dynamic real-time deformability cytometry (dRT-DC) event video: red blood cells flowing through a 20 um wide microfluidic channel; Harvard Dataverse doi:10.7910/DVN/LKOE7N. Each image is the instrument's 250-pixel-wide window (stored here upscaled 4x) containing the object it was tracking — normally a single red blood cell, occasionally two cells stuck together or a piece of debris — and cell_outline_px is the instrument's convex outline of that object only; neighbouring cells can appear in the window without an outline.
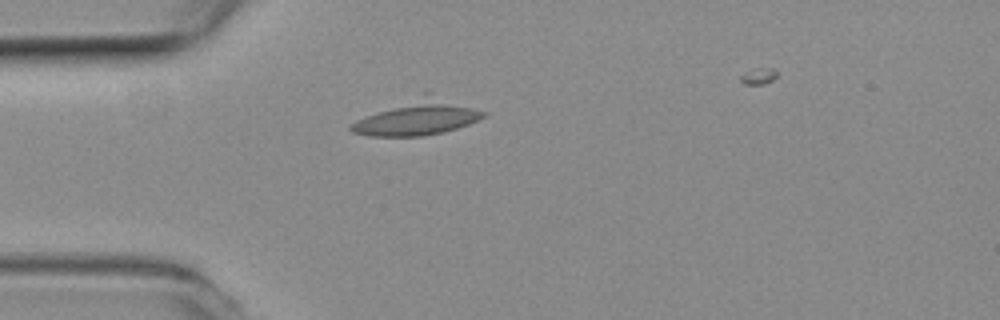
{"species": "common noctule bat (a hibernating species)", "species_latin": "Nyctalus noctula", "temperature_condition": "room temperature", "stored_images_in_passage": 34, "camera_frame_rate_fps": 3000, "um_per_image_px": 0.085, "animal": {"sex": "female", "body_mass_g": 19.3, "forearm_length_mm": 54.1}, "frame": {"image": 1, "passage_image": 1, "time_ms": 0.0, "image_size_px": [1000, 320], "cell_outline_px": [[488, 112], [484, 116], [468, 124], [444, 132], [424, 136], [368, 136], [352, 132], [348, 128], [356, 120], [424, 92], [428, 92]], "centroid_in_image_um": [35.5, 9.99], "position_along_channel_um": 49.5, "area_um2": 26.88}}
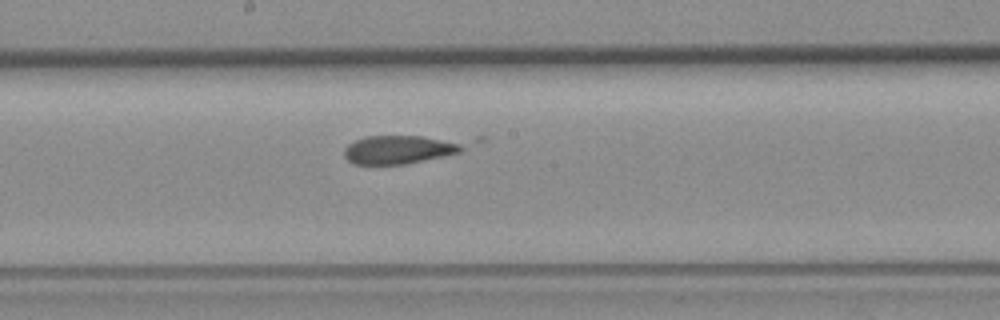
{"frame": {"image": 2, "passage_image": 15, "time_ms": 4.667, "image_size_px": [1000, 320], "cell_outline_px": [[488, 136], [484, 140], [460, 152], [404, 164], [356, 164], [348, 160], [344, 156], [344, 148], [348, 144], [364, 136]], "centroid_in_image_um": [34.49, 12.61], "position_along_channel_um": 213.7, "area_um2": 21.79}}
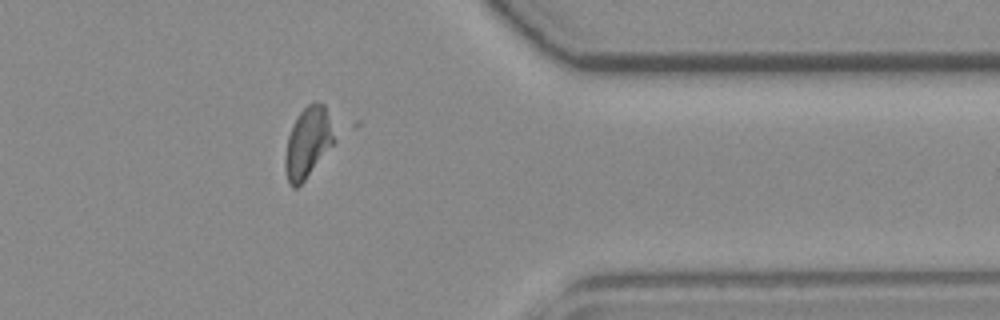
{"frame": {"image": 3, "passage_image": 30, "time_ms": 9.667, "image_size_px": [1000, 320], "cell_outline_px": [[336, 140], [304, 180], [296, 188], [292, 188], [288, 184], [284, 168], [284, 156], [288, 136], [300, 112], [308, 104], [316, 100], [324, 104]], "centroid_in_image_um": [26.14, 12.13], "position_along_channel_um": 385.3, "area_um2": 19.94}}